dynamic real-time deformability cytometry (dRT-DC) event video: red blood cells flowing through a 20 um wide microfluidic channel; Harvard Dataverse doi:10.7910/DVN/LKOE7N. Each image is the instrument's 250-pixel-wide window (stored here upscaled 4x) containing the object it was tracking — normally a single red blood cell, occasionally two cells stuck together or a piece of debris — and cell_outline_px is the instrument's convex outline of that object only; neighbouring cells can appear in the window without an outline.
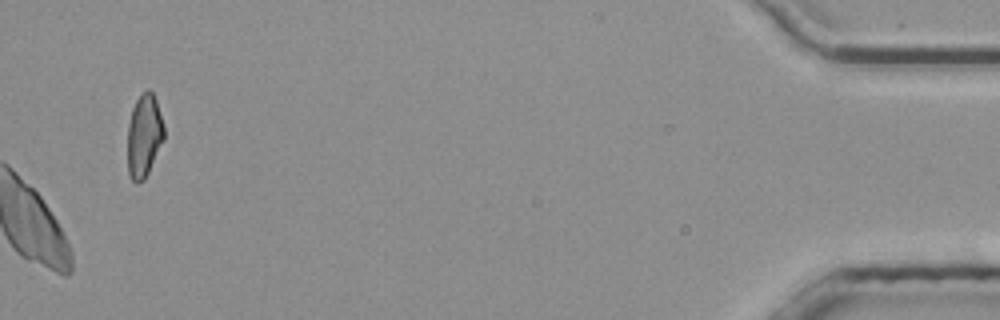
{"species": "common noctule bat (a hibernating species)", "species_latin": "Nyctalus noctula", "temperature_condition": "room temperature", "stored_images_in_passage": 46, "camera_frame_rate_fps": 3000, "um_per_image_px": 0.085, "animal": {"sex": "male", "body_mass_g": 20.4}, "frame": {"image": 1, "passage_image": 46, "time_ms": 15.0, "image_size_px": [1000, 320], "cell_outline_px": [[164, 140], [144, 180], [136, 184], [132, 180], [128, 172], [128, 124], [132, 108], [136, 100], [148, 88], [152, 92], [156, 100], [164, 124]], "centroid_in_image_um": [12.25, 11.54], "position_along_channel_um": 422.9, "area_um2": 17.63}}